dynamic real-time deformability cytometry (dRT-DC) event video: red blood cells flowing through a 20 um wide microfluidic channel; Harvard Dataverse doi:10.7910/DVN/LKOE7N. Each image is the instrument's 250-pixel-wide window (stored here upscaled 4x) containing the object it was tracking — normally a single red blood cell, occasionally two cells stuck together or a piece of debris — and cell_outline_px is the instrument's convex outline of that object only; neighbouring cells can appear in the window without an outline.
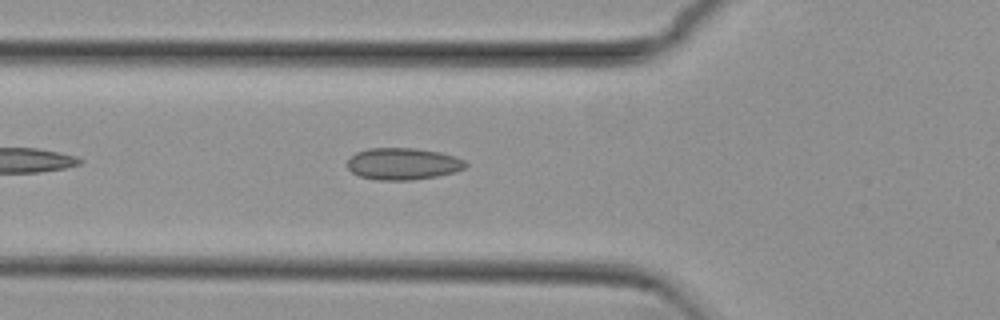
{"species": "common noctule bat (a hibernating species)", "species_latin": "Nyctalus noctula", "temperature_condition": "cold", "stored_images_in_passage": 34, "camera_frame_rate_fps": 3000, "um_per_image_px": 0.085, "animal": {"sex": "female", "body_mass_g": 29.2, "forearm_length_mm": 56.3}, "frame": {"image": 1, "passage_image": 6, "time_ms": 1.667, "image_size_px": [1000, 320], "cell_outline_px": [[468, 164], [464, 168], [456, 172], [436, 176], [412, 180], [376, 180], [360, 176], [352, 172], [348, 168], [348, 160], [356, 152], [368, 148], [416, 148], [440, 152], [456, 156], [464, 160]], "centroid_in_image_um": [34.27, 13.92], "position_along_channel_um": 91.5, "area_um2": 22.02}}
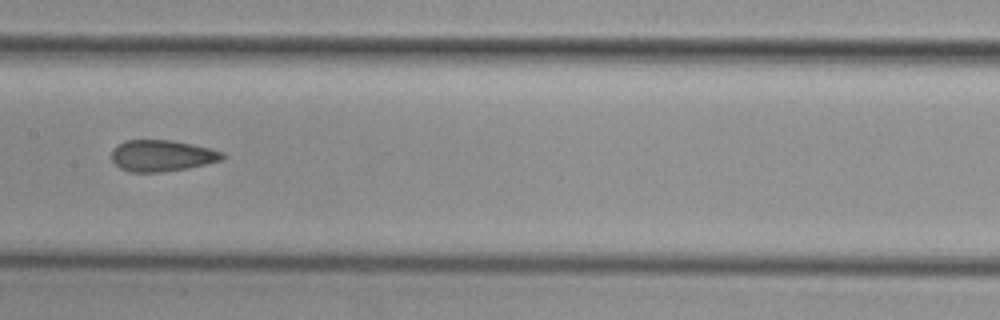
{"frame": {"image": 2, "passage_image": 14, "time_ms": 4.333, "image_size_px": [1000, 320], "cell_outline_px": [[224, 156], [220, 160], [188, 168], [160, 172], [128, 172], [120, 168], [112, 160], [112, 148], [124, 140], [172, 140], [192, 144], [224, 152]], "centroid_in_image_um": [13.72, 13.23], "position_along_channel_um": 193.7, "area_um2": 20.17}}
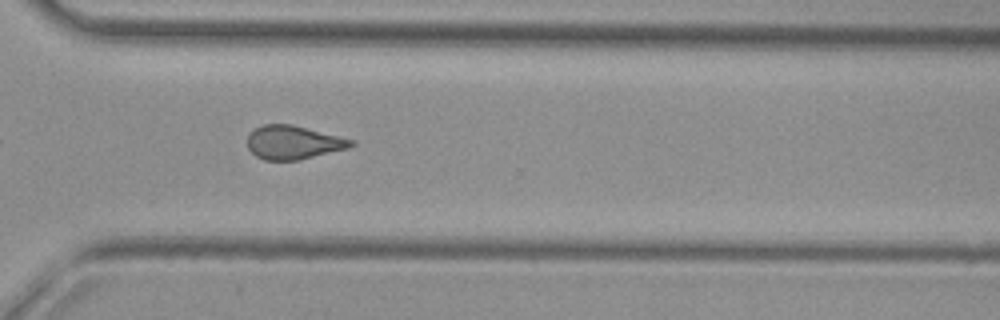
{"frame": {"image": 3, "passage_image": 26, "time_ms": 8.333, "image_size_px": [1000, 320], "cell_outline_px": [[356, 144], [348, 148], [300, 160], [264, 160], [256, 156], [248, 148], [248, 136], [256, 128], [264, 124], [292, 124], [356, 140]], "centroid_in_image_um": [24.97, 12.11], "position_along_channel_um": 345.6, "area_um2": 20.35}, "authors_computed_cell_mechanics": {"area_um2": 20.7213, "velocity_mm_per_s": 3.8084, "shape_relaxation_time_tau1_ms": null, "shape_relaxation_time_tau2_ms": 2.0352, "deformation_change_tau1": null, "deformation_change_tau2": 0.0909}}